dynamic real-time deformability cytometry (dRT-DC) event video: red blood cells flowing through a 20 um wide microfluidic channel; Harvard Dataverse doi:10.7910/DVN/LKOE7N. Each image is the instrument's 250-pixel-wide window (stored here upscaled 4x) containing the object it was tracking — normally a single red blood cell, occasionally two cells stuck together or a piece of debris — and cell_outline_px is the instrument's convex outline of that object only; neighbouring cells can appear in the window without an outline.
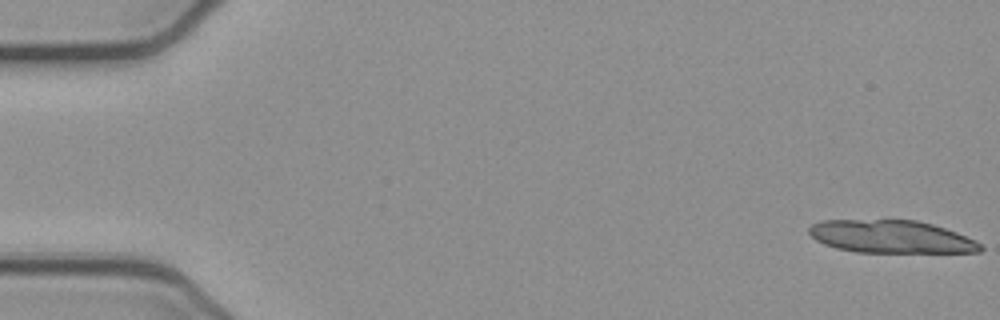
{"species": "common noctule bat (a hibernating species)", "species_latin": "Nyctalus noctula", "temperature_condition": "cold", "stored_images_in_passage": 14, "camera_frame_rate_fps": 3000, "um_per_image_px": 0.085, "animal": {"sex": "female", "body_mass_g": 21.9}, "frame": {"image": 1, "passage_image": 1, "time_ms": 0.0, "image_size_px": [1000, 320], "cell_outline_px": [[984, 248], [980, 252], [856, 252], [836, 248], [824, 244], [816, 240], [808, 232], [808, 228], [812, 224], [820, 220], [916, 220], [932, 224], [956, 232], [976, 240]], "centroid_in_image_um": [75.73, 20.12], "position_along_channel_um": 9.3, "area_um2": 32.71}}